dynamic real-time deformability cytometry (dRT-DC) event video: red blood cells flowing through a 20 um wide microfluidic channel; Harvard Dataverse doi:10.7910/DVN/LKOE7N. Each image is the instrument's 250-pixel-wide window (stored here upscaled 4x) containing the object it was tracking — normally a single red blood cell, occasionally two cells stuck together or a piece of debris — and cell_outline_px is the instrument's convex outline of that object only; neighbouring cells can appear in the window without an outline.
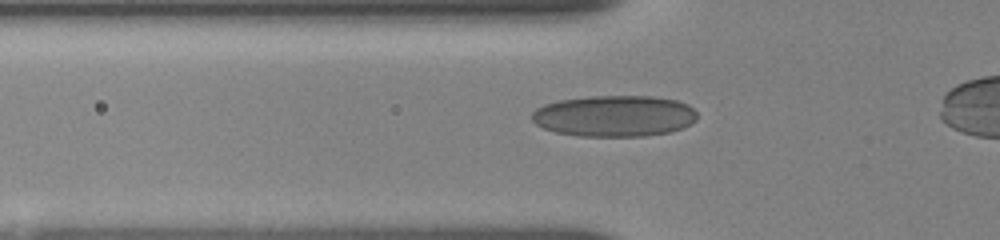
{"species": "human", "species_latin": "Homo sapiens", "temperature_condition": "room temperature", "stored_images_in_passage": 34, "camera_frame_rate_fps": 3000, "um_per_image_px": 0.085, "donor": {"sex": "female"}, "frame": {"image": 1, "passage_image": 7, "time_ms": 2.0, "image_size_px": [1000, 240], "cell_outline_px": [[696, 120], [680, 128], [668, 132], [644, 136], [580, 136], [556, 132], [544, 128], [536, 124], [532, 120], [532, 112], [536, 108], [544, 104], [560, 100], [592, 96], [652, 96], [676, 100], [688, 104], [696, 112]], "centroid_in_image_um": [52.2, 9.85], "position_along_channel_um": 73.6, "area_um2": 39.59}}
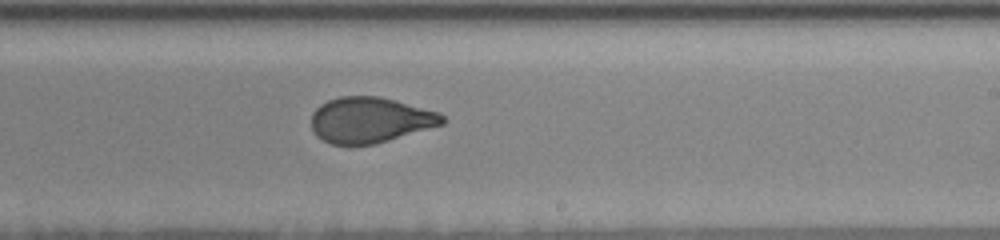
{"frame": {"image": 2, "passage_image": 19, "time_ms": 6.0, "image_size_px": [1000, 240], "cell_outline_px": [[448, 120], [444, 124], [388, 140], [372, 144], [332, 144], [316, 136], [312, 128], [312, 112], [320, 104], [328, 100], [340, 96], [376, 96], [440, 112]], "centroid_in_image_um": [31.46, 10.19], "position_along_channel_um": 257.5, "area_um2": 34.56}}
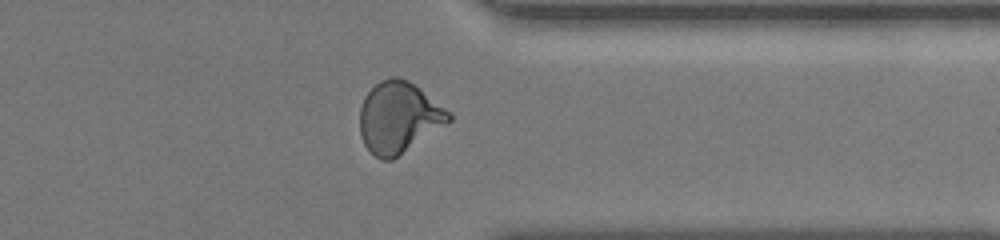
{"frame": {"image": 3, "passage_image": 29, "time_ms": 9.333, "image_size_px": [1000, 240], "cell_outline_px": [[452, 120], [448, 124], [392, 160], [380, 160], [364, 144], [360, 136], [360, 108], [364, 96], [380, 80], [392, 76], [396, 76], [408, 80], [420, 88], [452, 112]], "centroid_in_image_um": [33.92, 9.97], "position_along_channel_um": 377.5, "area_um2": 37.22}, "authors_computed_cell_mechanics": {"area_um2": 35.8938, "velocity_mm_per_s": 3.6593, "shape_relaxation_time_tau1_ms": 3.5811, "shape_relaxation_time_tau2_ms": null, "deformation_change_tau1": 0.1459, "deformation_change_tau2": null}}